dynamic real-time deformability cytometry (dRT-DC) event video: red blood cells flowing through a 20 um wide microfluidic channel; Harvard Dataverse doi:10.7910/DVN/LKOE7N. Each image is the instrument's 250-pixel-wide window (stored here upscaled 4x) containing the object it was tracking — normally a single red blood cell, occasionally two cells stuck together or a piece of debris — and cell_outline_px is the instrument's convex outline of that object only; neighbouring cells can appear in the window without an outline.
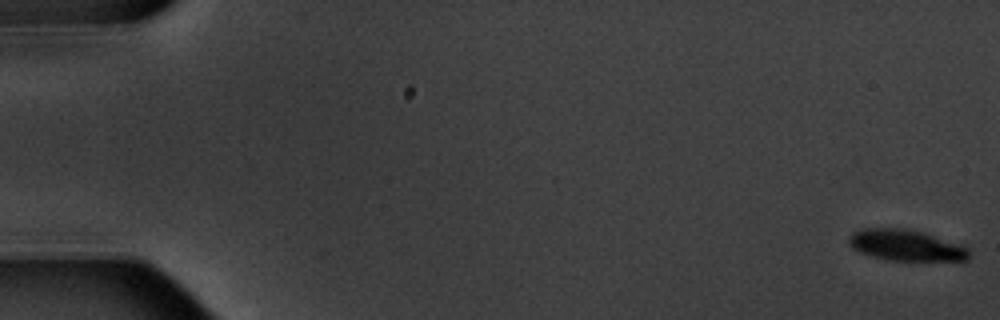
{"species": "common noctule bat (a hibernating species)", "species_latin": "Nyctalus noctula", "temperature_condition": "warm", "stored_images_in_passage": 5, "camera_frame_rate_fps": 3000, "um_per_image_px": 0.085, "animal": {"sex": "male", "body_mass_g": 20.1, "forearm_length_mm": 53.5}, "frame": {"image": 1, "passage_image": 1, "time_ms": 0.0, "image_size_px": [1000, 320], "cell_outline_px": [[968, 260], [888, 260], [872, 256], [860, 252], [852, 248], [848, 240], [848, 236], [852, 232], [860, 228], [908, 228], [964, 244], [968, 248]], "centroid_in_image_um": [76.99, 20.83], "position_along_channel_um": 8.0, "area_um2": 21.91}}
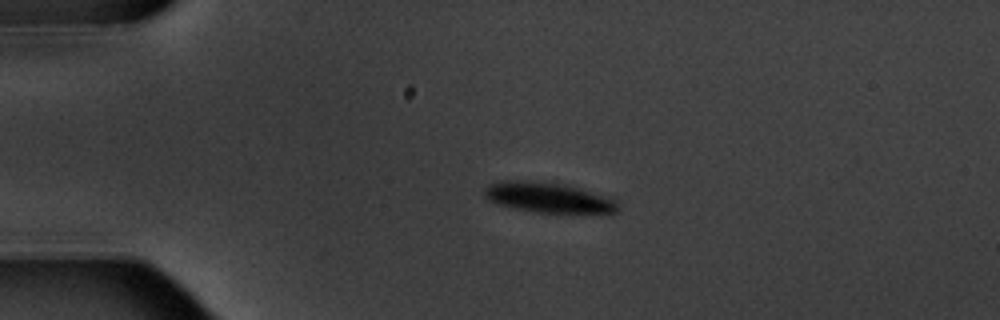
{"frame": {"image": 2, "passage_image": 4, "time_ms": 4.333, "image_size_px": [1000, 320], "cell_outline_px": [[620, 208], [616, 212], [608, 216], [532, 212], [496, 204], [488, 200], [484, 196], [484, 188], [488, 184], [500, 180], [544, 180], [568, 184], [612, 196], [620, 204]], "centroid_in_image_um": [46.77, 16.81], "position_along_channel_um": 38.2, "area_um2": 25.55}}